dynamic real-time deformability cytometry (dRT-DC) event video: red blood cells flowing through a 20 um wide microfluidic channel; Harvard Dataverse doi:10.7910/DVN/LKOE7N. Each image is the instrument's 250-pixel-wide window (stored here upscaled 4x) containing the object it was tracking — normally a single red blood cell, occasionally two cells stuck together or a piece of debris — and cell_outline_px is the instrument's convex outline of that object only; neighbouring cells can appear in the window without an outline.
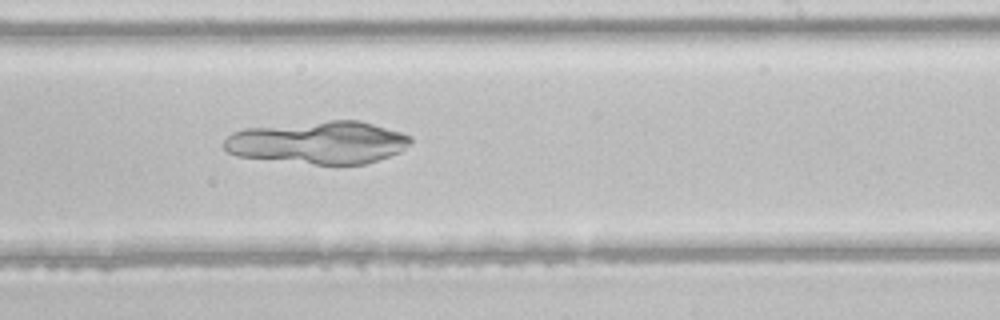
{"species": "common noctule bat (a hibernating species)", "species_latin": "Nyctalus noctula", "temperature_condition": "room temperature", "stored_images_in_passage": 43, "camera_frame_rate_fps": 3000, "um_per_image_px": 0.085, "animal": {"sex": "male", "body_mass_g": 21.5, "forearm_length_mm": 52.0}, "frame": {"image": 1, "passage_image": 26, "time_ms": 8.333, "image_size_px": [1000, 320], "cell_outline_px": [[412, 140], [400, 152], [364, 164], [312, 164], [236, 156], [228, 152], [224, 148], [224, 140], [232, 132], [244, 128], [332, 120], [360, 120], [400, 132], [412, 136]], "centroid_in_image_um": [27.04, 12.11], "position_along_channel_um": 262.0, "area_um2": 46.18}}